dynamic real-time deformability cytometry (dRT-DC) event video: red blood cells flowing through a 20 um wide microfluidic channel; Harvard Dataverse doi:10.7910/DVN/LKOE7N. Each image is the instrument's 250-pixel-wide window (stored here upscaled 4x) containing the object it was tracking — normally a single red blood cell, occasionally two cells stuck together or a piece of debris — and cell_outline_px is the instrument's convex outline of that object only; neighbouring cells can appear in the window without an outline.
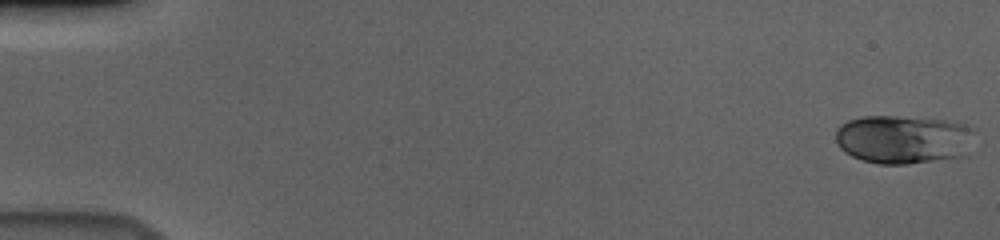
{"species": "human", "species_latin": "Homo sapiens", "temperature_condition": "cold", "stored_images_in_passage": 57, "camera_frame_rate_fps": 3000, "um_per_image_px": 0.085, "donor": {"sex": "male"}, "frame": {"image": 1, "passage_image": 1, "time_ms": 0.0, "image_size_px": [1000, 240], "cell_outline_px": [[968, 128], [964, 156], [908, 164], [880, 164], [864, 160], [852, 156], [844, 152], [840, 148], [836, 140], [836, 132], [840, 124], [848, 120], [864, 116], [892, 116], [944, 120], [960, 124]], "centroid_in_image_um": [76.62, 11.85], "position_along_channel_um": 8.4, "area_um2": 38.26}}
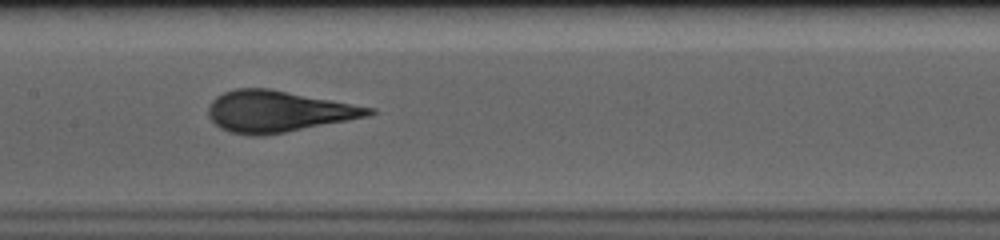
{"frame": {"image": 2, "passage_image": 29, "time_ms": 9.333, "image_size_px": [1000, 240], "cell_outline_px": [[376, 112], [368, 116], [264, 136], [252, 136], [228, 132], [220, 128], [208, 116], [208, 104], [216, 96], [224, 92], [236, 88], [268, 88], [376, 108]], "centroid_in_image_um": [23.59, 9.47], "position_along_channel_um": 183.8, "area_um2": 38.55}}
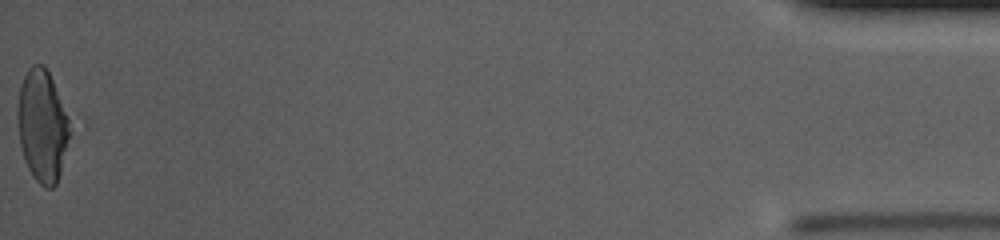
{"frame": {"image": 3, "passage_image": 57, "time_ms": 18.667, "image_size_px": [1000, 240], "cell_outline_px": [[76, 124], [56, 184], [52, 188], [44, 188], [32, 176], [24, 160], [20, 144], [16, 112], [20, 84], [28, 68], [32, 64], [44, 64]], "centroid_in_image_um": [3.67, 10.67], "position_along_channel_um": 431.5, "area_um2": 35.66}, "authors_computed_cell_mechanics": {"area_um2": 37.57, "velocity_mm_per_s": 3.6604, "shape_relaxation_time_tau1_ms": 5.2215, "shape_relaxation_time_tau2_ms": null, "deformation_change_tau1": 0.2135, "deformation_change_tau2": null}}